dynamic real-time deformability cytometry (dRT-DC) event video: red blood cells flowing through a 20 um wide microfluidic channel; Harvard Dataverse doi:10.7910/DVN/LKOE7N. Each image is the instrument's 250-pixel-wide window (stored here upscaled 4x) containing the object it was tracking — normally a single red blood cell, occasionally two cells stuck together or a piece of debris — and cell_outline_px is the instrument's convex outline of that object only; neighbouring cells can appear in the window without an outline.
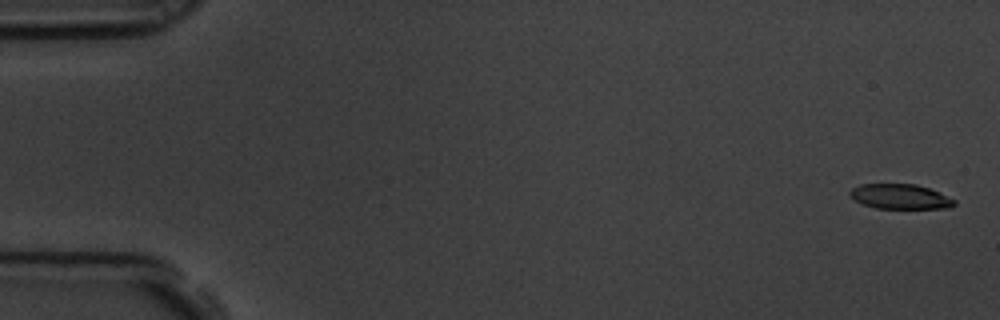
{"species": "common noctule bat (a hibernating species)", "species_latin": "Nyctalus noctula", "temperature_condition": "room temperature", "stored_images_in_passage": 5, "camera_frame_rate_fps": 3000, "um_per_image_px": 0.085, "animal": {"sex": "male", "body_mass_g": 19.5, "forearm_length_mm": 54.6}, "frame": {"image": 1, "passage_image": 1, "time_ms": 0.0, "image_size_px": [1000, 320], "cell_outline_px": [[956, 204], [952, 208], [876, 208], [864, 204], [856, 200], [848, 192], [852, 188], [860, 184], [916, 184], [940, 192], [956, 200]], "centroid_in_image_um": [76.56, 16.7], "position_along_channel_um": 8.4, "area_um2": 15.09}}